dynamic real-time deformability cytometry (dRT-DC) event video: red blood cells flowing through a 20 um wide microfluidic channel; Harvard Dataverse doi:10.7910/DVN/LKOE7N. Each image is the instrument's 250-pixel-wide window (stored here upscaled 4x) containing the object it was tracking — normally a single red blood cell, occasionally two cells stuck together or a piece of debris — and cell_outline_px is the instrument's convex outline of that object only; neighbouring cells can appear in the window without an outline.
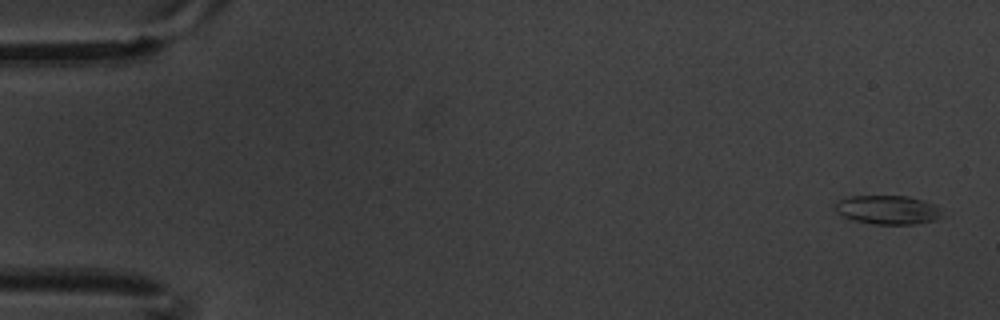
{"species": "common noctule bat (a hibernating species)", "species_latin": "Nyctalus noctula", "temperature_condition": "warm", "stored_images_in_passage": 8, "camera_frame_rate_fps": 3000, "um_per_image_px": 0.085, "animal": {"sex": "male", "body_mass_g": 20.1, "forearm_length_mm": 53.5}, "frame": {"image": 1, "passage_image": 1, "time_ms": 0.0, "image_size_px": [1000, 320], "cell_outline_px": [[944, 216], [936, 220], [912, 224], [872, 224], [852, 220], [836, 212], [832, 204], [840, 200], [852, 196], [908, 196], [924, 200], [932, 204]], "centroid_in_image_um": [75.42, 17.84], "position_along_channel_um": 9.6, "area_um2": 17.98}}
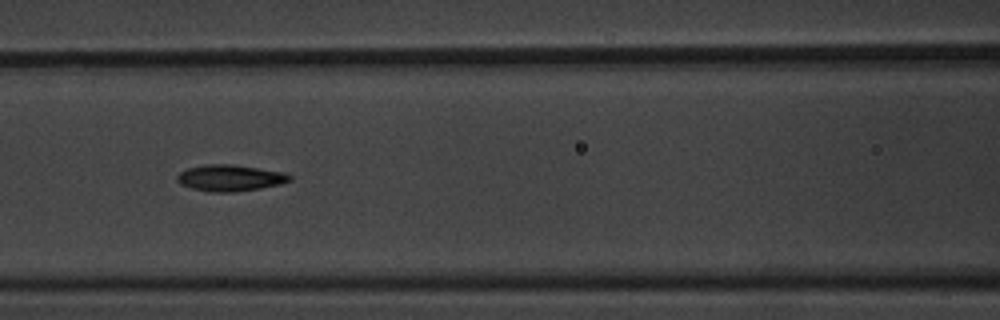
{"frame": {"image": 2, "passage_image": 7, "time_ms": 2.0, "image_size_px": [1000, 320], "cell_outline_px": [[292, 180], [280, 184], [260, 188], [232, 192], [212, 192], [192, 188], [180, 184], [176, 180], [176, 176], [180, 172], [188, 168], [208, 164], [232, 164], [284, 172], [292, 176]], "centroid_in_image_um": [19.55, 15.12], "position_along_channel_um": 147.0, "area_um2": 17.22}}
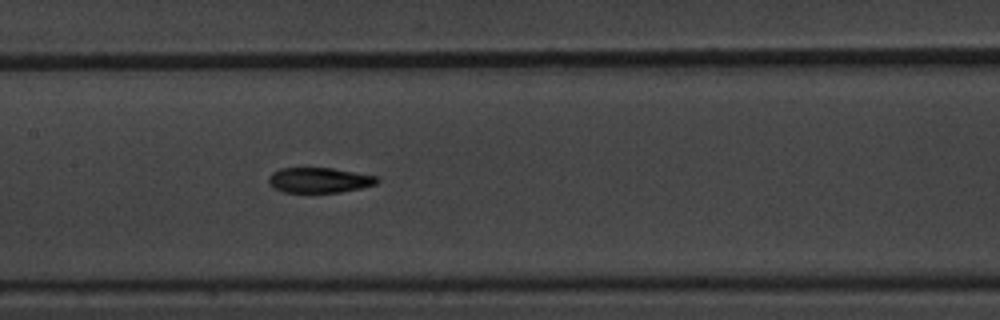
{"frame": {"image": 3, "passage_image": 8, "time_ms": 2.333, "image_size_px": [1000, 320], "cell_outline_px": [[380, 180], [376, 184], [360, 188], [340, 192], [284, 192], [272, 188], [268, 184], [268, 176], [272, 172], [280, 168], [332, 168], [380, 176]], "centroid_in_image_um": [27.13, 15.31], "position_along_channel_um": 180.3, "area_um2": 16.13}}